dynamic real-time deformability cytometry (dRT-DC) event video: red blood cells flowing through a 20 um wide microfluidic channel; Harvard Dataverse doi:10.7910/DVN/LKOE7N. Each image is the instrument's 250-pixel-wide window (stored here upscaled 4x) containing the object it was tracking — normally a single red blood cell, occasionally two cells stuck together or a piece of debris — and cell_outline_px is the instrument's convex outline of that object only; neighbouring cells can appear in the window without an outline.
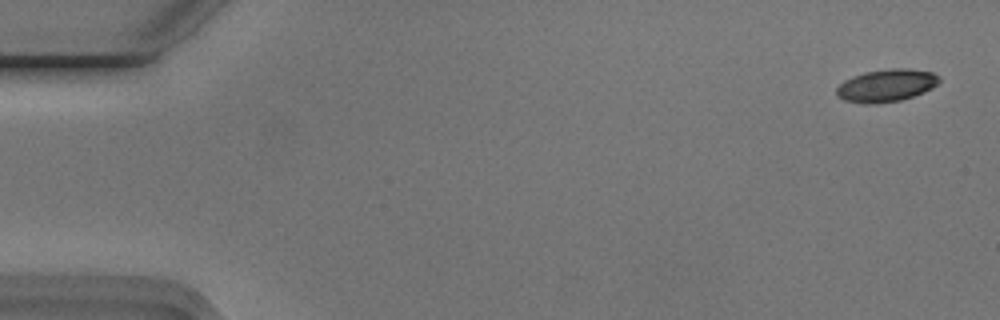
{"species": "Egyptian fruit bat (a non-hibernating species)", "species_latin": "Rousettus aegyptiacus", "temperature_condition": "cold", "stored_images_in_passage": 55, "camera_frame_rate_fps": 3000, "um_per_image_px": 0.085, "animal": {"sex": "male"}, "frame": {"image": 1, "passage_image": 2, "time_ms": 0.333, "image_size_px": [1000, 320], "cell_outline_px": [[940, 80], [932, 88], [924, 92], [900, 100], [844, 100], [836, 92], [836, 88], [844, 80], [852, 76], [864, 72], [892, 68], [908, 68], [932, 72], [940, 76]], "centroid_in_image_um": [75.41, 7.19], "position_along_channel_um": 9.6, "area_um2": 18.5}}
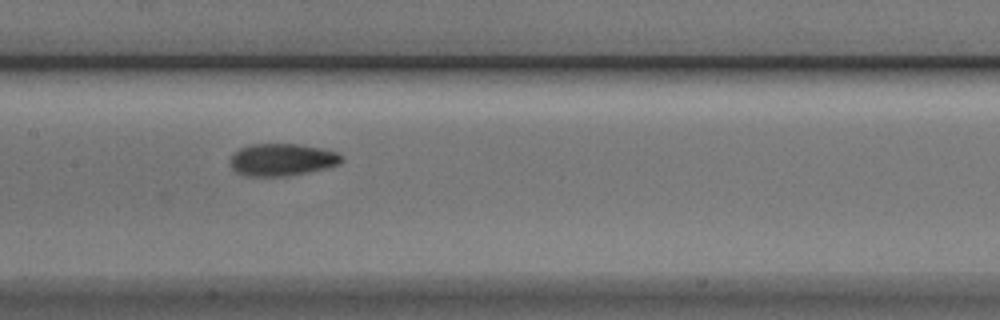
{"frame": {"image": 2, "passage_image": 27, "time_ms": 8.667, "image_size_px": [1000, 320], "cell_outline_px": [[344, 160], [340, 164], [328, 168], [288, 176], [244, 176], [236, 172], [228, 164], [228, 160], [240, 148], [252, 144], [296, 144], [320, 148], [336, 152], [344, 156]], "centroid_in_image_um": [23.97, 13.59], "position_along_channel_um": 183.4, "area_um2": 21.15}}
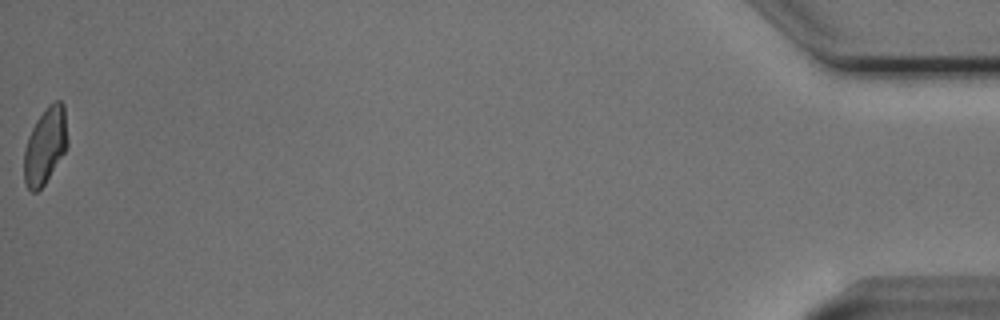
{"frame": {"image": 3, "passage_image": 55, "time_ms": 18.0, "image_size_px": [1000, 320], "cell_outline_px": [[68, 144], [64, 152], [44, 184], [36, 192], [32, 192], [24, 184], [24, 152], [28, 136], [36, 120], [48, 104], [56, 100], [60, 100], [64, 104], [68, 140]], "centroid_in_image_um": [3.84, 12.36], "position_along_channel_um": 431.4, "area_um2": 19.31}, "authors_computed_cell_mechanics": {"area_um2": 19.941, "velocity_mm_per_s": 3.7406, "shape_relaxation_time_tau1_ms": 3.5094, "shape_relaxation_time_tau2_ms": 3.2027, "deformation_change_tau1": 0.1362, "deformation_change_tau2": 0.0639}}